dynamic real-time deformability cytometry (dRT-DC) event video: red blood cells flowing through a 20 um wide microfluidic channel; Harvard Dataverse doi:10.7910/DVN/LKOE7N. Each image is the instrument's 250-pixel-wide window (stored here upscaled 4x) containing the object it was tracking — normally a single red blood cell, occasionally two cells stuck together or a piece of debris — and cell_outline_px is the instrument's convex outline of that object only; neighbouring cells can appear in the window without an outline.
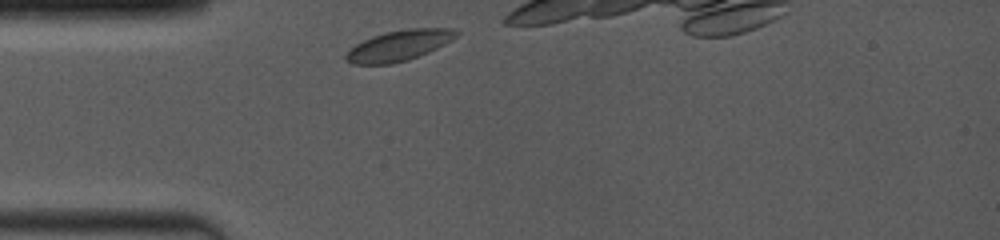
{"species": "common noctule bat (a hibernating species)", "species_latin": "Nyctalus noctula", "temperature_condition": "room temperature", "stored_images_in_passage": 1, "camera_frame_rate_fps": 4000, "um_per_image_px": 0.085, "animal": {"sex": "female", "body_mass_g": 19.0, "forearm_length_mm": 53.3}, "frame": {"image": 1, "passage_image": 1, "time_ms": 0.0, "image_size_px": [1000, 240], "cell_outline_px": [[460, 32], [452, 40], [428, 52], [408, 60], [392, 64], [352, 64], [344, 60], [344, 56], [348, 48], [372, 36], [384, 32], [408, 28], [452, 28]], "centroid_in_image_um": [33.87, 3.87], "position_along_channel_um": 51.1, "area_um2": 19.83}}